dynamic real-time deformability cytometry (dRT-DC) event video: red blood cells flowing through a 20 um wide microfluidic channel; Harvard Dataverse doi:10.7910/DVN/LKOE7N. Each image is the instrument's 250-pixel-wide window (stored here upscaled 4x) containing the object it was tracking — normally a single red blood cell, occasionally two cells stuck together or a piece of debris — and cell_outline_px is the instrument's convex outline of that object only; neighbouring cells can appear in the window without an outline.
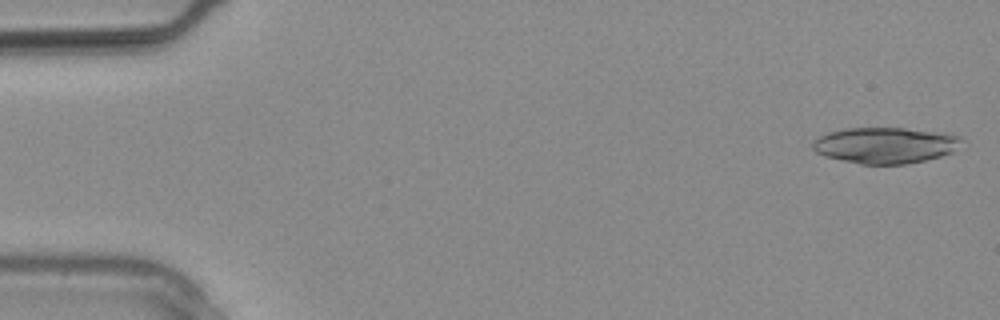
{"species": "common noctule bat (a hibernating species)", "species_latin": "Nyctalus noctula", "temperature_condition": "warm", "stored_images_in_passage": 9, "segment_of_instrument_passage": [1, 2], "camera_frame_rate_fps": 3000, "um_per_image_px": 0.085, "animal": {"sex": "male", "body_mass_g": 20.4}, "frame": {"image": 1, "passage_image": 1, "time_ms": 0.0, "image_size_px": [1000, 320], "cell_outline_px": [[964, 140], [952, 152], [940, 156], [924, 160], [904, 164], [860, 164], [824, 156], [816, 152], [812, 148], [812, 140], [816, 136], [828, 132], [848, 128], [904, 128], [944, 132], [960, 136]], "centroid_in_image_um": [75.22, 12.34], "position_along_channel_um": 9.8, "area_um2": 31.44}}